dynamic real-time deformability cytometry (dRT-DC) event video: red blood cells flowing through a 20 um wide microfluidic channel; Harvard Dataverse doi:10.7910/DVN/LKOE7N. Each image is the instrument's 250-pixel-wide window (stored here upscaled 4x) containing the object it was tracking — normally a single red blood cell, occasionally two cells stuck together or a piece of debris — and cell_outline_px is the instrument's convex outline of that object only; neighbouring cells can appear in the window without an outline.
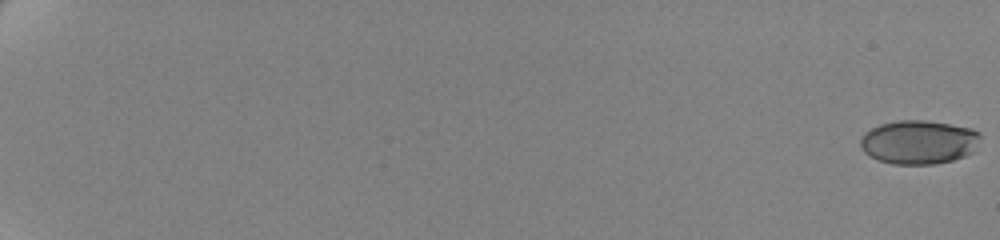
{"species": "human", "species_latin": "Homo sapiens", "temperature_condition": "cold", "stored_images_in_passage": 63, "camera_frame_rate_fps": 3000, "um_per_image_px": 0.085, "donor": {"sex": "female"}, "frame": {"image": 1, "passage_image": 1, "time_ms": 0.0, "image_size_px": [1000, 240], "cell_outline_px": [[980, 136], [972, 152], [964, 156], [952, 160], [936, 164], [892, 164], [876, 160], [864, 152], [860, 144], [860, 136], [864, 132], [880, 124], [900, 120], [924, 120], [972, 128], [980, 132]], "centroid_in_image_um": [78.06, 12.08], "position_along_channel_um": 6.9, "area_um2": 30.69}}
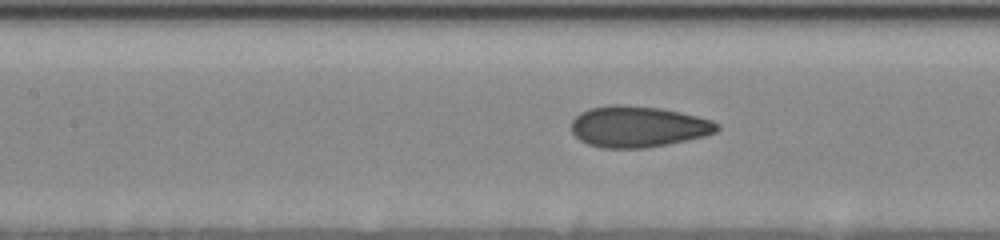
{"frame": {"image": 2, "passage_image": 34, "time_ms": 11.0, "image_size_px": [1000, 240], "cell_outline_px": [[720, 128], [716, 132], [704, 136], [668, 144], [644, 148], [600, 148], [588, 144], [580, 140], [572, 132], [572, 120], [580, 112], [588, 108], [608, 104], [624, 104], [660, 108], [680, 112], [712, 120], [720, 124]], "centroid_in_image_um": [54.22, 10.75], "position_along_channel_um": 153.2, "area_um2": 35.14}}
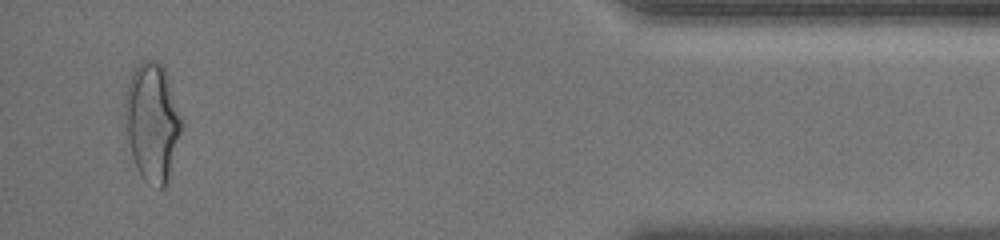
{"frame": {"image": 3, "passage_image": 61, "time_ms": 20.0, "image_size_px": [1000, 240], "cell_outline_px": [[184, 124], [168, 184], [164, 188], [160, 188], [144, 180], [136, 168], [132, 156], [124, 116], [124, 96], [132, 72], [144, 60], [156, 60], [164, 68], [184, 120]], "centroid_in_image_um": [12.97, 10.4], "position_along_channel_um": 422.2, "area_um2": 39.42}, "authors_computed_cell_mechanics": {"area_um2": 33.6396, "velocity_mm_per_s": 3.5004, "shape_relaxation_time_tau1_ms": 6.2006, "shape_relaxation_time_tau2_ms": 0.7845, "deformation_change_tau1": 0.142, "deformation_change_tau2": 0.0534}}